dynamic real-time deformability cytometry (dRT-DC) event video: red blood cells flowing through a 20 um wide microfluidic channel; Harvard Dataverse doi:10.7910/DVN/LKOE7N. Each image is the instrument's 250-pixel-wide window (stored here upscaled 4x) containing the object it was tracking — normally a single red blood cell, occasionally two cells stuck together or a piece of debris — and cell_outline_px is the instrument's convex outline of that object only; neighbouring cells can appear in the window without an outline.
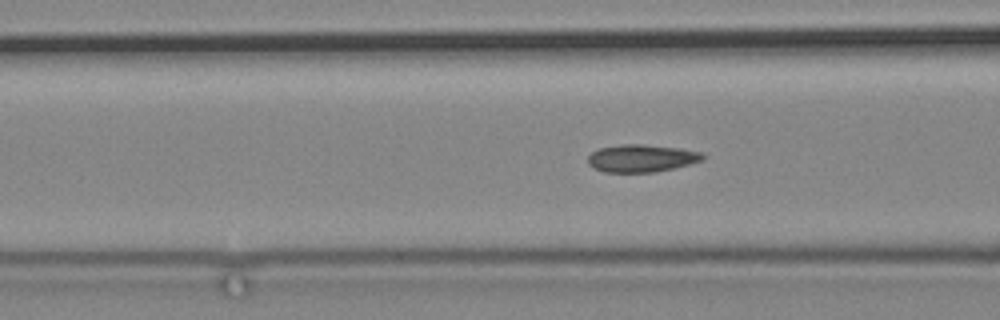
{"species": "common noctule bat (a hibernating species)", "species_latin": "Nyctalus noctula", "temperature_condition": "cold", "stored_images_in_passage": 83, "camera_frame_rate_fps": 3000, "um_per_image_px": 0.085, "animal": {"sex": "male", "body_mass_g": 19.2, "forearm_length_mm": 51.8}, "frame": {"image": 1, "passage_image": 45, "time_ms": 14.667, "image_size_px": [1000, 320], "cell_outline_px": [[704, 160], [676, 168], [656, 172], [604, 172], [588, 164], [588, 156], [592, 152], [600, 148], [624, 144], [640, 144], [680, 148], [700, 152], [704, 156]], "centroid_in_image_um": [54.55, 13.46], "position_along_channel_um": 112.0, "area_um2": 18.38}}
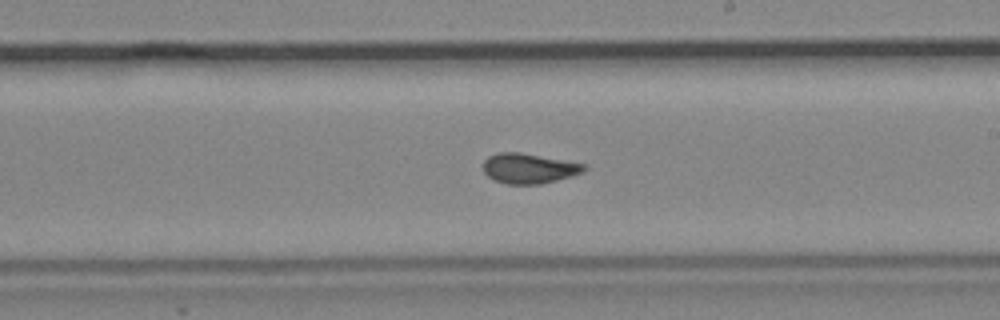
{"frame": {"image": 2, "passage_image": 57, "time_ms": 18.667, "image_size_px": [1000, 320], "cell_outline_px": [[588, 168], [584, 172], [572, 176], [540, 184], [508, 184], [492, 180], [484, 172], [484, 160], [488, 156], [496, 152], [520, 152], [588, 164]], "centroid_in_image_um": [44.98, 14.3], "position_along_channel_um": 244.0, "area_um2": 17.92}}
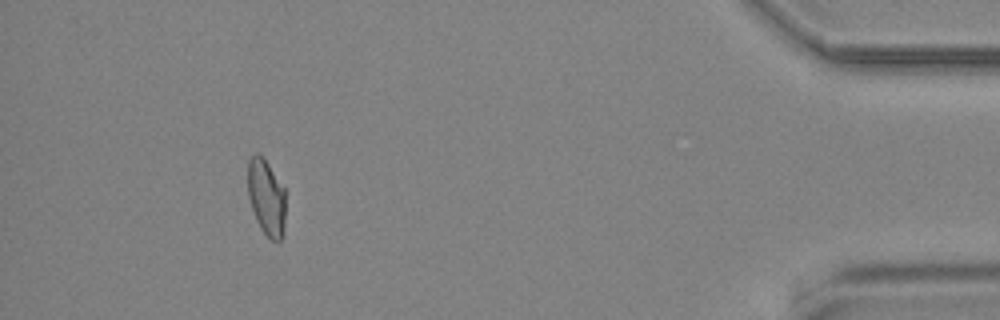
{"frame": {"image": 3, "passage_image": 78, "time_ms": 25.667, "image_size_px": [1000, 320], "cell_outline_px": [[284, 236], [280, 240], [272, 240], [260, 228], [256, 220], [248, 196], [248, 160], [256, 152], [268, 164], [284, 188]], "centroid_in_image_um": [22.63, 16.79], "position_along_channel_um": 412.6, "area_um2": 16.47}}